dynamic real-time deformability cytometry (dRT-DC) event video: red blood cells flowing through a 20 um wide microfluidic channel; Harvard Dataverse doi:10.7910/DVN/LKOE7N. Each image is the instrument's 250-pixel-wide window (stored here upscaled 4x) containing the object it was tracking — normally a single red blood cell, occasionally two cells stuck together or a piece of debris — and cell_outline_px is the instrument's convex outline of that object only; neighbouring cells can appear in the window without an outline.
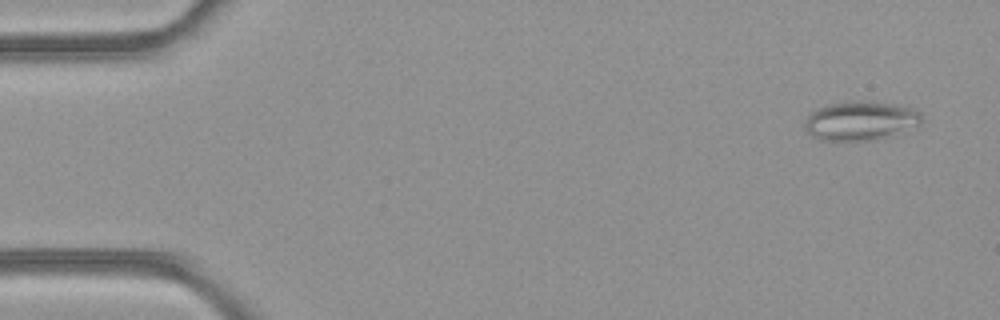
{"species": "common noctule bat (a hibernating species)", "species_latin": "Nyctalus noctula", "temperature_condition": "room temperature", "stored_images_in_passage": 5, "camera_frame_rate_fps": 3000, "um_per_image_px": 0.085, "animal": {"sex": "female", "body_mass_g": 21.9}, "frame": {"image": 1, "passage_image": 1, "time_ms": 0.0, "image_size_px": [1000, 320], "cell_outline_px": [[924, 120], [920, 124], [876, 140], [820, 140], [812, 136], [804, 128], [804, 124], [808, 116], [812, 112], [820, 108], [832, 104], [848, 100], [864, 100], [912, 108], [920, 112]], "centroid_in_image_um": [73.13, 10.26], "position_along_channel_um": 11.9, "area_um2": 26.3}}